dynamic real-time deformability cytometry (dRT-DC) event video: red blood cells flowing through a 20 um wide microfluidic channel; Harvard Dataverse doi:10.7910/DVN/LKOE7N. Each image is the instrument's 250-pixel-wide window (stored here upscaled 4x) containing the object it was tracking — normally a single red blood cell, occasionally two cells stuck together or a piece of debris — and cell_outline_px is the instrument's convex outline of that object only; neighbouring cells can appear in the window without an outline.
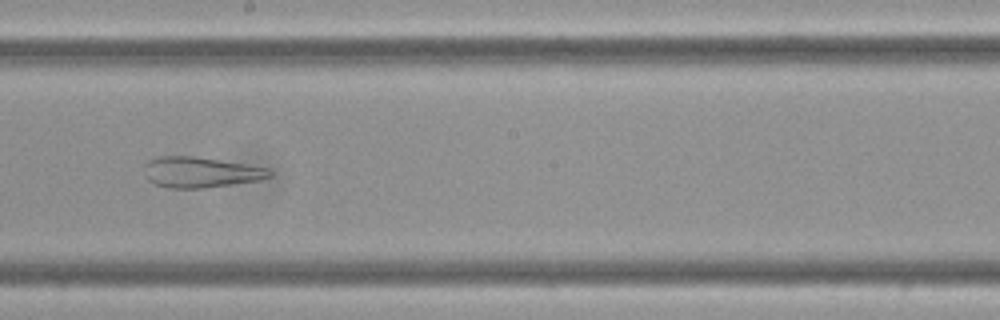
{"species": "Egyptian fruit bat (a non-hibernating species)", "species_latin": "Rousettus aegyptiacus", "temperature_condition": "cold", "stored_images_in_passage": 14, "camera_frame_rate_fps": 3000, "um_per_image_px": 0.085, "frame": {"image": 1, "passage_image": 8, "time_ms": 2.333, "image_size_px": [1000, 320], "cell_outline_px": [[272, 176], [260, 180], [204, 188], [168, 188], [156, 184], [148, 180], [144, 164], [148, 160], [160, 156], [192, 156], [244, 164], [268, 168], [272, 172]], "centroid_in_image_um": [17.05, 14.64], "position_along_channel_um": 231.2, "area_um2": 22.14}}
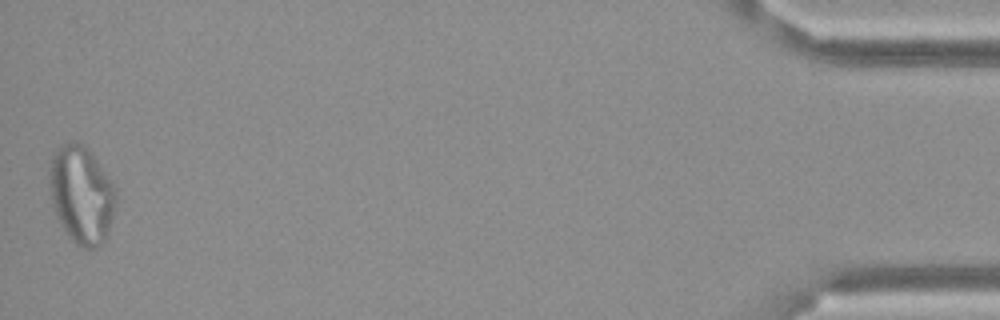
{"frame": {"image": 2, "passage_image": 14, "time_ms": 4.333, "image_size_px": [1000, 320], "cell_outline_px": [[116, 196], [112, 216], [104, 240], [96, 248], [80, 248], [68, 236], [56, 216], [52, 204], [48, 172], [52, 152], [56, 148], [64, 144], [84, 144], [96, 160], [116, 188]], "centroid_in_image_um": [6.89, 16.56], "position_along_channel_um": 428.3, "area_um2": 37.4}}